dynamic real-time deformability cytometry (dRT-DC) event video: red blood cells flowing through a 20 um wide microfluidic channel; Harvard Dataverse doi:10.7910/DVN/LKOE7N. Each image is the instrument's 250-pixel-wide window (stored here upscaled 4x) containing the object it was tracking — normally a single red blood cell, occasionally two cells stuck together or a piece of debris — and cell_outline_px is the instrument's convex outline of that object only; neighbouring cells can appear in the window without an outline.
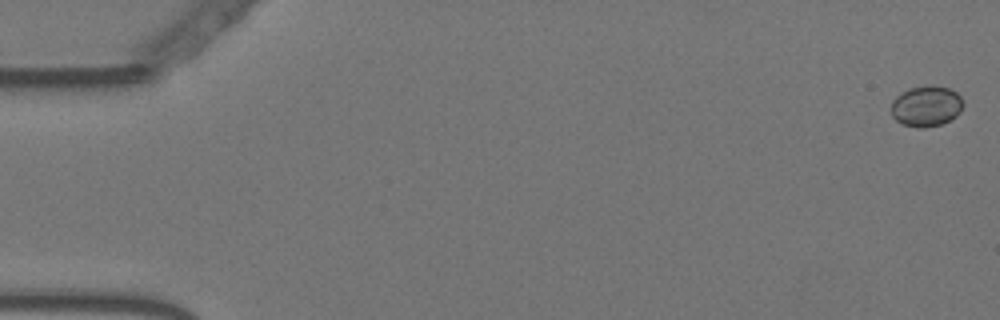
{"species": "Egyptian fruit bat (a non-hibernating species)", "species_latin": "Rousettus aegyptiacus", "temperature_condition": "warm", "stored_images_in_passage": 58, "camera_frame_rate_fps": 3000, "um_per_image_px": 0.085, "animal": {"sex": "female"}, "frame": {"image": 1, "passage_image": 2, "time_ms": 0.333, "image_size_px": [1000, 320], "cell_outline_px": [[964, 104], [960, 112], [956, 116], [940, 124], [924, 128], [920, 128], [904, 124], [896, 120], [892, 116], [892, 100], [896, 96], [908, 88], [948, 88], [956, 92], [960, 96]], "centroid_in_image_um": [78.73, 9.06], "position_along_channel_um": 6.3, "area_um2": 16.53}}
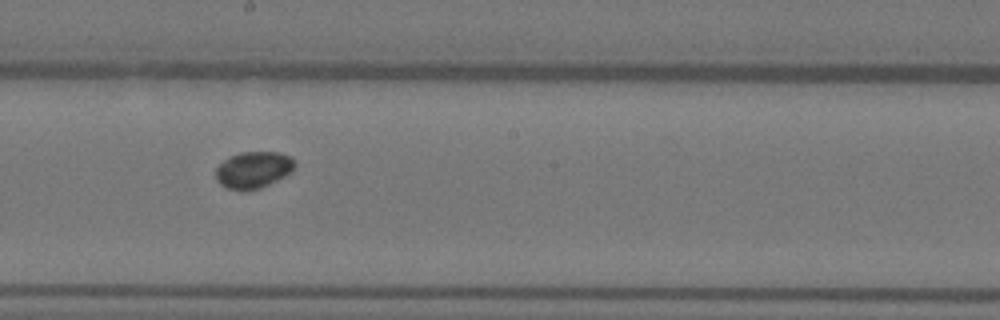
{"frame": {"image": 2, "passage_image": 33, "time_ms": 10.667, "image_size_px": [1000, 320], "cell_outline_px": [[296, 164], [284, 176], [260, 188], [228, 188], [220, 184], [216, 180], [216, 168], [224, 160], [240, 152], [276, 152], [292, 156]], "centroid_in_image_um": [21.54, 14.4], "position_along_channel_um": 226.7, "area_um2": 16.3}}
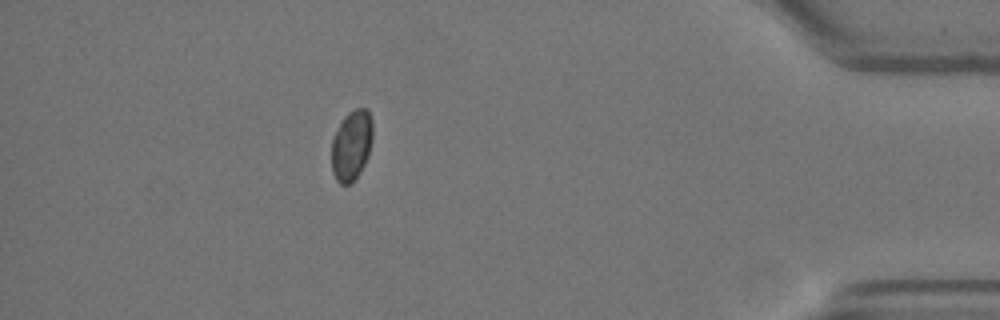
{"frame": {"image": 3, "passage_image": 52, "time_ms": 17.0, "image_size_px": [1000, 320], "cell_outline_px": [[372, 140], [368, 156], [360, 172], [352, 184], [340, 184], [336, 180], [332, 172], [332, 140], [344, 116], [348, 112], [356, 108], [368, 108], [372, 120]], "centroid_in_image_um": [29.89, 12.35], "position_along_channel_um": 405.3, "area_um2": 16.94}}